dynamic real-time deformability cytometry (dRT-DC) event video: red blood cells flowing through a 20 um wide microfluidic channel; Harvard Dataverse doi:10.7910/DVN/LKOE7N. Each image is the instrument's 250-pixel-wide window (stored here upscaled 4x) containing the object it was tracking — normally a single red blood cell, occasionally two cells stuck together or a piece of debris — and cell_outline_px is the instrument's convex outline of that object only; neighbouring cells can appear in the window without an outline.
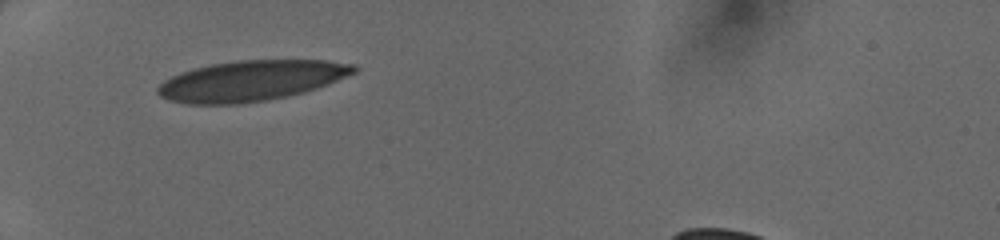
{"species": "human", "species_latin": "Homo sapiens", "temperature_condition": "cold", "stored_images_in_passage": 32, "camera_frame_rate_fps": 3000, "um_per_image_px": 0.085, "donor": {"sex": "female"}, "frame": {"image": 1, "passage_image": 1, "time_ms": 0.0, "image_size_px": [1000, 240], "cell_outline_px": [[356, 72], [328, 84], [316, 88], [288, 96], [240, 104], [188, 104], [168, 100], [160, 96], [156, 92], [156, 88], [164, 80], [180, 72], [212, 64], [236, 60], [324, 60], [356, 64]], "centroid_in_image_um": [21.32, 6.86], "position_along_channel_um": 63.7, "area_um2": 46.12}}
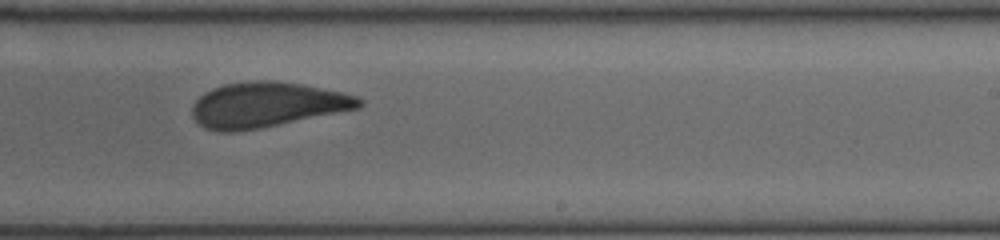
{"frame": {"image": 2, "passage_image": 16, "time_ms": 5.0, "image_size_px": [1000, 240], "cell_outline_px": [[364, 104], [360, 108], [260, 128], [236, 132], [220, 132], [204, 128], [192, 116], [192, 104], [204, 92], [212, 88], [224, 84], [252, 80], [276, 80], [304, 84], [340, 92], [356, 96], [364, 100]], "centroid_in_image_um": [22.67, 8.9], "position_along_channel_um": 266.3, "area_um2": 44.1}}
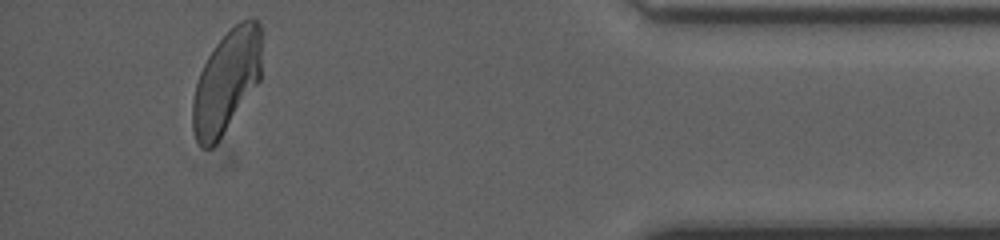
{"frame": {"image": 3, "passage_image": 29, "time_ms": 9.333, "image_size_px": [1000, 240], "cell_outline_px": [[260, 80], [216, 144], [212, 148], [200, 148], [196, 140], [192, 128], [192, 100], [196, 84], [200, 72], [208, 56], [216, 44], [240, 20], [252, 16], [260, 24]], "centroid_in_image_um": [19.23, 6.95], "position_along_channel_um": 416.0, "area_um2": 40.92}}